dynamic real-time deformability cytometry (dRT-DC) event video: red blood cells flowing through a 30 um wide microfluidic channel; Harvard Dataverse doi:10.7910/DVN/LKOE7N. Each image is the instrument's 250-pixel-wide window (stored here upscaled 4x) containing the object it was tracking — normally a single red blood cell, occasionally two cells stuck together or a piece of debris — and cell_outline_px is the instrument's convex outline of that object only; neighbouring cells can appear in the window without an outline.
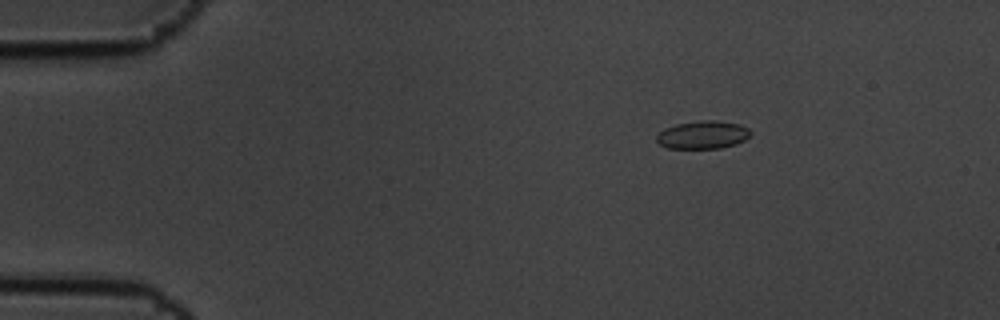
{"species": "common noctule bat (a hibernating species)", "species_latin": "Nyctalus noctula", "temperature_condition": "cold", "stored_images_in_passage": 6, "camera_frame_rate_fps": 3000, "um_per_image_px": 0.085, "animal": {"sex": "male", "body_mass_g": 19.5, "forearm_length_mm": 54.6}, "frame": {"image": 1, "passage_image": 3, "time_ms": 0.667, "image_size_px": [1000, 320], "cell_outline_px": [[752, 132], [744, 140], [736, 144], [720, 148], [668, 148], [660, 144], [656, 140], [656, 136], [664, 128], [676, 124], [700, 120], [716, 120], [740, 124], [748, 128]], "centroid_in_image_um": [59.74, 11.45], "position_along_channel_um": 25.3, "area_um2": 15.32}}